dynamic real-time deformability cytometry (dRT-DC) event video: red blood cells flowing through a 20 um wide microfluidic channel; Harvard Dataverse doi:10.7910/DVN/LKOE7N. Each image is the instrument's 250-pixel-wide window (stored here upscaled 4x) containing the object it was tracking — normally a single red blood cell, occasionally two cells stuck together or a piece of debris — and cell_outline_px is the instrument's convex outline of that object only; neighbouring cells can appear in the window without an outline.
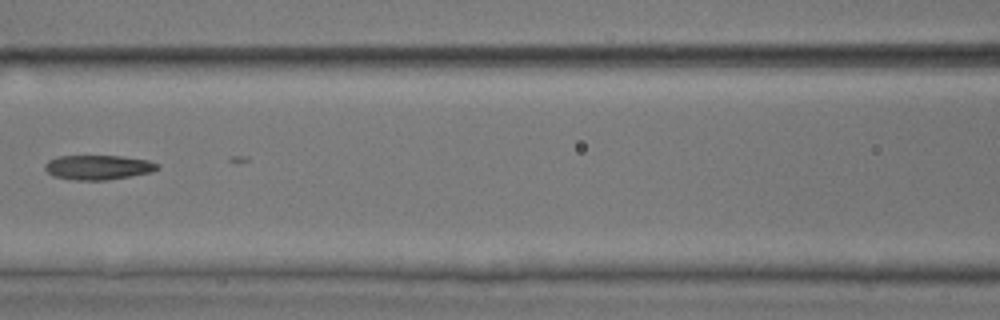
{"species": "common noctule bat (a hibernating species)", "species_latin": "Nyctalus noctula", "temperature_condition": "room temperature", "stored_images_in_passage": 37, "camera_frame_rate_fps": 3000, "um_per_image_px": 0.085, "animal": {"sex": "male", "body_mass_g": 17.9, "forearm_length_mm": 54.2}, "frame": {"image": 1, "passage_image": 9, "time_ms": 2.667, "image_size_px": [1000, 320], "cell_outline_px": [[160, 168], [152, 172], [108, 180], [72, 180], [56, 176], [48, 172], [44, 168], [44, 164], [48, 160], [56, 156], [120, 156], [148, 160], [160, 164]], "centroid_in_image_um": [8.36, 14.22], "position_along_channel_um": 158.2, "area_um2": 16.18}}